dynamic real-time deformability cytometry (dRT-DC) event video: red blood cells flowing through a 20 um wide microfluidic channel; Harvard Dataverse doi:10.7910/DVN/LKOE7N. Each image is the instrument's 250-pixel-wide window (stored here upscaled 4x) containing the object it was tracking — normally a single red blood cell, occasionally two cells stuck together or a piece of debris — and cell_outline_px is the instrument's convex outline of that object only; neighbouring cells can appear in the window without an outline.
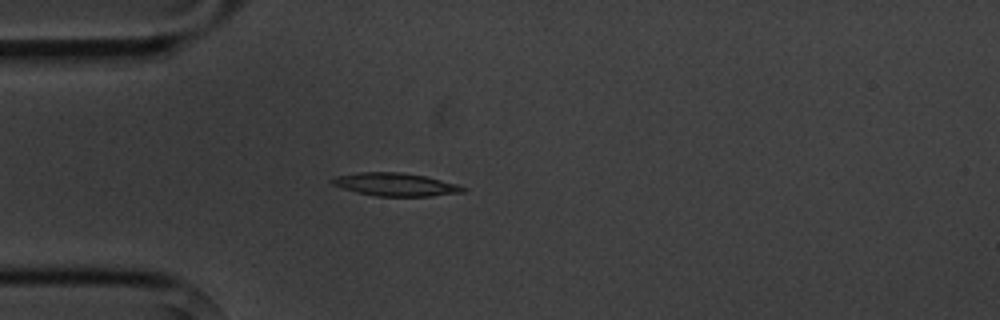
{"species": "common noctule bat (a hibernating species)", "species_latin": "Nyctalus noctula", "temperature_condition": "cold", "stored_images_in_passage": 3, "camera_frame_rate_fps": 3000, "um_per_image_px": 0.085, "animal": {"sex": "male", "body_mass_g": 20.1, "forearm_length_mm": 53.5}, "frame": {"image": 1, "passage_image": 3, "time_ms": 3.333, "image_size_px": [1000, 320], "cell_outline_px": [[468, 188], [464, 192], [428, 196], [376, 196], [356, 192], [332, 184], [328, 180], [336, 176], [360, 172], [400, 172], [424, 176], [456, 184]], "centroid_in_image_um": [33.59, 15.68], "position_along_channel_um": 51.4, "area_um2": 17.4}}